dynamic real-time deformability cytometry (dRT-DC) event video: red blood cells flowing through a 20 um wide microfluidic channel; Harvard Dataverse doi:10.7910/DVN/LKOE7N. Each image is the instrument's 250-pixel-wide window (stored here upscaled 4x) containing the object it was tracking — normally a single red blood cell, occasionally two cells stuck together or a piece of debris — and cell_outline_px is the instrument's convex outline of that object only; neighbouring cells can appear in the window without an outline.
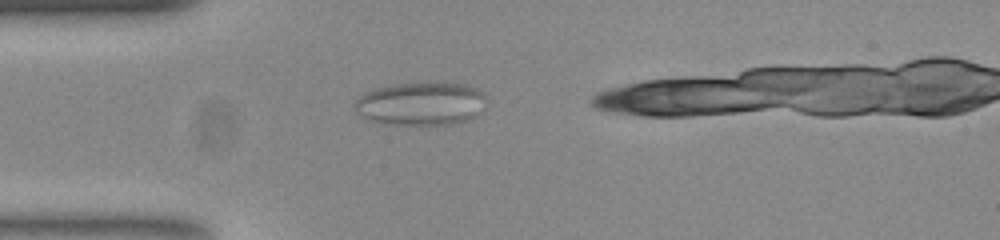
{"species": "common noctule bat (a hibernating species)", "species_latin": "Nyctalus noctula", "temperature_condition": "room temperature", "stored_images_in_passage": 35, "camera_frame_rate_fps": 3000, "um_per_image_px": 0.085, "animal": {"sex": "female", "body_mass_g": 23.0, "forearm_length_mm": 53.4}, "frame": {"image": 1, "passage_image": 4, "time_ms": 1.0, "image_size_px": [1000, 240], "cell_outline_px": [[476, 92], [472, 116], [464, 120], [448, 124], [384, 124], [364, 116], [356, 108], [356, 100], [360, 96], [368, 92], [380, 88], [396, 84], [464, 84], [472, 88]], "centroid_in_image_um": [35.56, 8.83], "position_along_channel_um": 49.4, "area_um2": 30.23}}
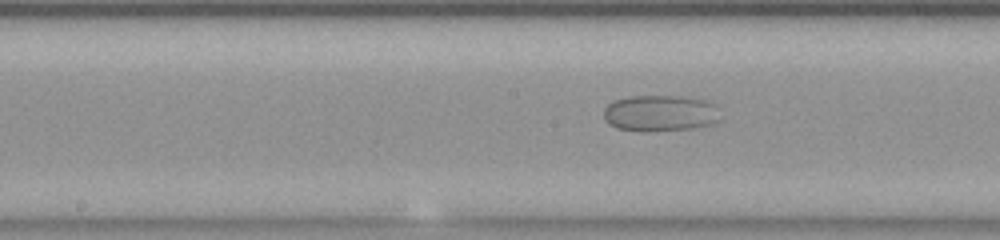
{"frame": {"image": 2, "passage_image": 17, "time_ms": 5.333, "image_size_px": [1000, 240], "cell_outline_px": [[716, 120], [692, 128], [616, 128], [604, 116], [604, 108], [608, 104], [616, 100], [628, 96], [684, 96], [704, 100], [712, 104]], "centroid_in_image_um": [56.03, 9.55], "position_along_channel_um": 192.2, "area_um2": 22.77}}
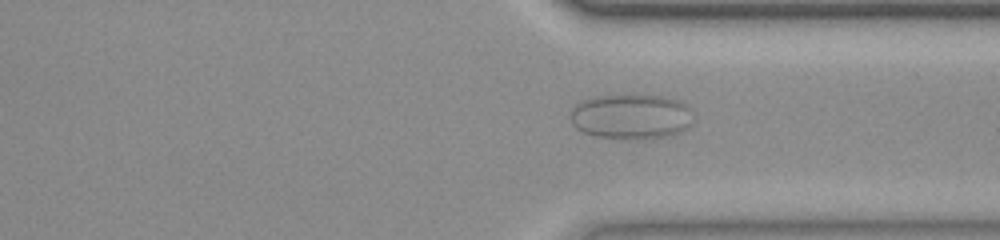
{"frame": {"image": 3, "passage_image": 31, "time_ms": 10.0, "image_size_px": [1000, 240], "cell_outline_px": [[688, 124], [684, 128], [668, 136], [596, 136], [584, 132], [576, 128], [572, 120], [572, 108], [580, 100], [596, 96], [636, 92], [664, 96], [676, 100], [684, 108]], "centroid_in_image_um": [53.49, 9.81], "position_along_channel_um": 357.9, "area_um2": 30.98}}